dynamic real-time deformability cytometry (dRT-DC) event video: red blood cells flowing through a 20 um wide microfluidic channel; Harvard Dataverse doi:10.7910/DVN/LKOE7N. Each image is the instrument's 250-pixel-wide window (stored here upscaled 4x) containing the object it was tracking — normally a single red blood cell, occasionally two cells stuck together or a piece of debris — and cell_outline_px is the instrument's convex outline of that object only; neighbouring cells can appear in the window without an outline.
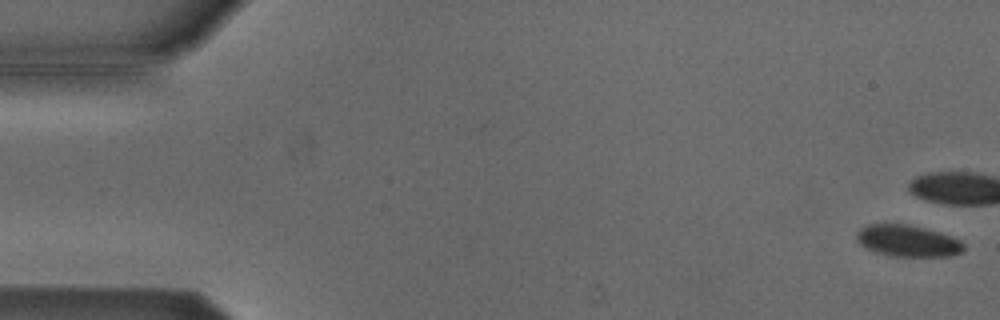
{"species": "Egyptian fruit bat (a non-hibernating species)", "species_latin": "Rousettus aegyptiacus", "temperature_condition": "cold", "stored_images_in_passage": 5, "camera_frame_rate_fps": 3000, "um_per_image_px": 0.085, "animal": {"sex": "male"}, "frame": {"image": 1, "passage_image": 1, "time_ms": 0.0, "image_size_px": [1000, 320], "cell_outline_px": [[964, 252], [952, 256], [888, 256], [876, 252], [860, 244], [856, 240], [856, 232], [860, 228], [868, 224], [908, 224], [924, 228], [960, 240], [964, 244]], "centroid_in_image_um": [77.14, 20.48], "position_along_channel_um": 7.9, "area_um2": 19.65}}
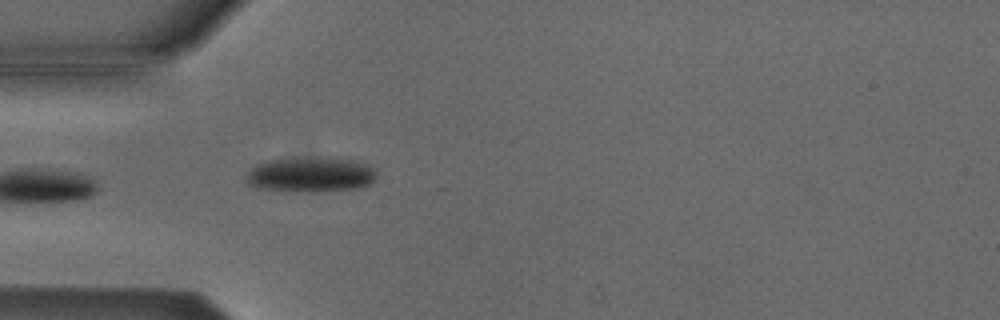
{"frame": {"image": 2, "passage_image": 5, "time_ms": 1.333, "image_size_px": [1000, 320], "cell_outline_px": [[376, 176], [368, 184], [360, 188], [320, 192], [300, 192], [256, 188], [248, 184], [244, 176], [256, 164], [268, 160], [316, 156], [328, 156], [352, 160], [368, 164], [376, 168]], "centroid_in_image_um": [26.41, 14.83], "position_along_channel_um": 58.6, "area_um2": 27.34}}